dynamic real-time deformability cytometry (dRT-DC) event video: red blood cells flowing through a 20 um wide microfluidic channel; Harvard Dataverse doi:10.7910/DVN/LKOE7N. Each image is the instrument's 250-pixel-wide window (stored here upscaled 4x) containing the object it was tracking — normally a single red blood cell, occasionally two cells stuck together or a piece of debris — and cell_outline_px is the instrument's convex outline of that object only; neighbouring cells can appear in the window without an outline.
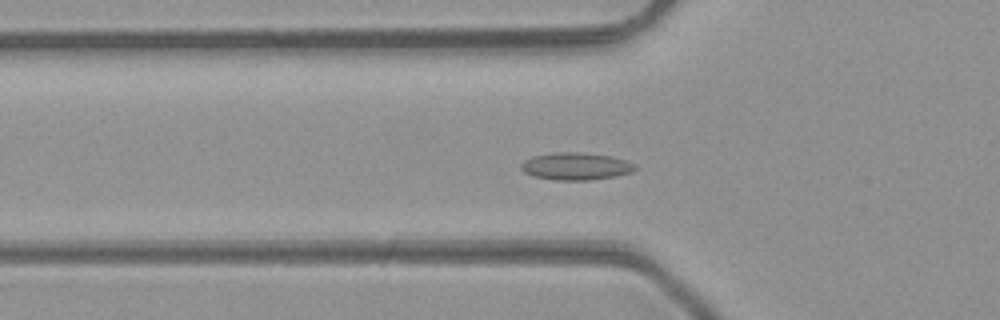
{"species": "common noctule bat (a hibernating species)", "species_latin": "Nyctalus noctula", "temperature_condition": "room temperature", "stored_images_in_passage": 41, "camera_frame_rate_fps": 3000, "um_per_image_px": 0.085, "animal": {"sex": "male", "body_mass_g": 23.1, "forearm_length_mm": 52.7}, "frame": {"image": 1, "passage_image": 12, "time_ms": 3.667, "image_size_px": [1000, 320], "cell_outline_px": [[636, 168], [632, 172], [616, 176], [592, 180], [556, 180], [532, 176], [524, 172], [520, 168], [520, 164], [524, 160], [532, 156], [556, 152], [576, 152], [612, 156], [636, 164]], "centroid_in_image_um": [48.93, 14.14], "position_along_channel_um": 76.9, "area_um2": 18.26}}
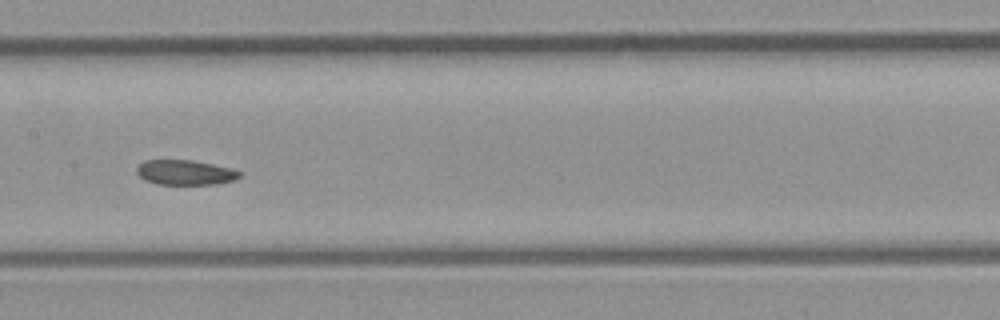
{"frame": {"image": 2, "passage_image": 20, "time_ms": 6.333, "image_size_px": [1000, 320], "cell_outline_px": [[240, 176], [236, 180], [220, 184], [156, 184], [144, 180], [136, 172], [136, 168], [144, 160], [192, 160], [232, 168], [240, 172]], "centroid_in_image_um": [15.75, 14.66], "position_along_channel_um": 191.7, "area_um2": 15.03}}
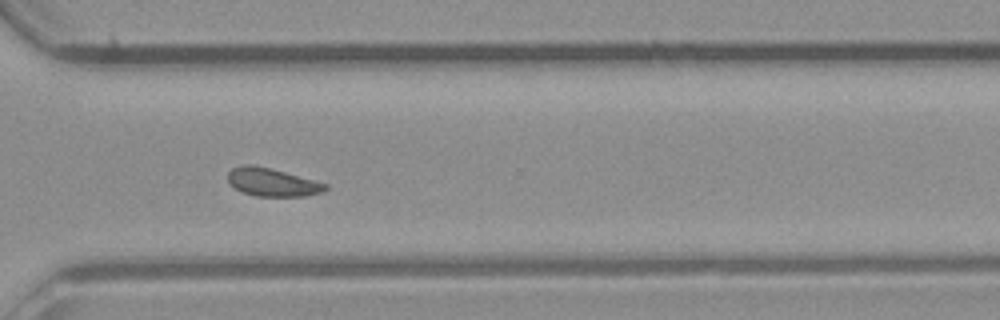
{"frame": {"image": 3, "passage_image": 31, "time_ms": 10.0, "image_size_px": [1000, 320], "cell_outline_px": [[328, 188], [324, 192], [304, 196], [256, 196], [240, 192], [228, 184], [228, 172], [232, 168], [244, 164], [252, 164], [284, 172], [328, 184]], "centroid_in_image_um": [23.1, 15.5], "position_along_channel_um": 347.5, "area_um2": 16.01}, "authors_computed_cell_mechanics": {"area_um2": 16.473, "velocity_mm_per_s": 4.2573, "shape_relaxation_time_tau1_ms": null, "shape_relaxation_time_tau2_ms": 4.6375, "deformation_change_tau1": null, "deformation_change_tau2": 0.0955}}